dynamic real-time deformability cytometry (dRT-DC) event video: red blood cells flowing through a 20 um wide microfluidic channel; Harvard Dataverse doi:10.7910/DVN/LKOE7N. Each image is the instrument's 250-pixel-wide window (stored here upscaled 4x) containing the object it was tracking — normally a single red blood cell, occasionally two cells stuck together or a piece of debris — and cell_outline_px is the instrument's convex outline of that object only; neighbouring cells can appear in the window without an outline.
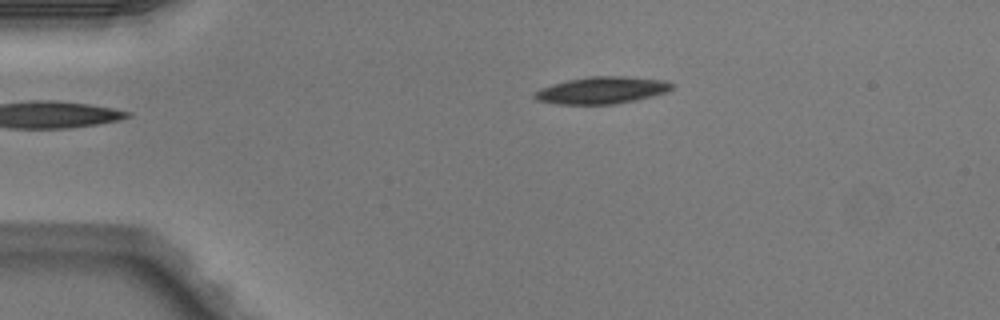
{"species": "Egyptian fruit bat (a non-hibernating species)", "species_latin": "Rousettus aegyptiacus", "temperature_condition": "warm", "stored_images_in_passage": 4, "camera_frame_rate_fps": 3000, "um_per_image_px": 0.085, "animal": {"sex": "male"}, "frame": {"image": 1, "passage_image": 4, "time_ms": 1.0, "image_size_px": [1000, 320], "cell_outline_px": [[676, 84], [668, 92], [636, 100], [616, 104], [560, 104], [536, 100], [532, 96], [532, 92], [540, 88], [552, 84], [568, 80], [588, 76], [624, 76], [664, 80]], "centroid_in_image_um": [51.15, 7.67], "position_along_channel_um": 33.8, "area_um2": 21.79}}